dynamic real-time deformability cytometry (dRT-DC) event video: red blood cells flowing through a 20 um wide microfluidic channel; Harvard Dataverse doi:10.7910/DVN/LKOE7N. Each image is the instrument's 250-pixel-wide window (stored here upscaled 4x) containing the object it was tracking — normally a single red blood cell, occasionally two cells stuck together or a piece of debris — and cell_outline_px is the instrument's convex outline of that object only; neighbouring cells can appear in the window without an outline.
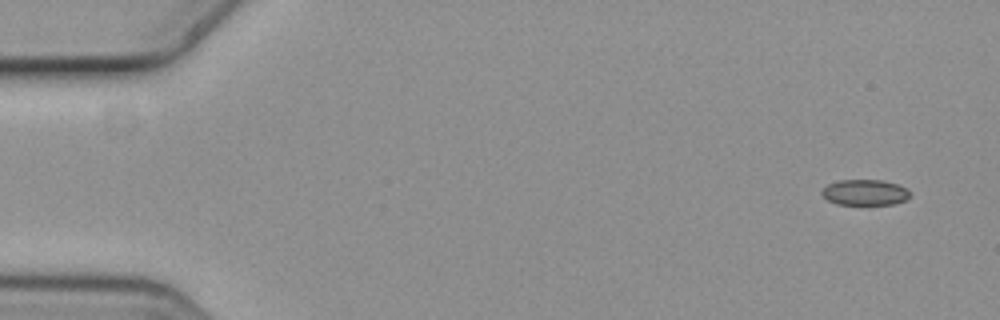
{"species": "common noctule bat (a hibernating species)", "species_latin": "Nyctalus noctula", "temperature_condition": "cold", "stored_images_in_passage": 6, "camera_frame_rate_fps": 3000, "um_per_image_px": 0.085, "animal": {"sex": "female", "body_mass_g": 19.3, "forearm_length_mm": 54.1}, "frame": {"image": 1, "passage_image": 1, "time_ms": 0.0, "image_size_px": [1000, 320], "cell_outline_px": [[912, 192], [904, 200], [892, 204], [836, 204], [828, 200], [820, 192], [828, 184], [840, 180], [880, 180], [896, 184], [908, 188]], "centroid_in_image_um": [73.52, 16.35], "position_along_channel_um": 11.5, "area_um2": 13.06}}
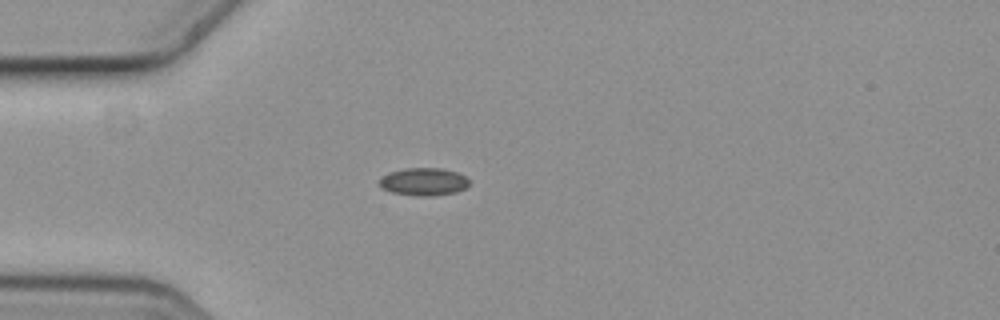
{"frame": {"image": 2, "passage_image": 4, "time_ms": 1.0, "image_size_px": [1000, 320], "cell_outline_px": [[468, 184], [464, 188], [456, 192], [428, 196], [416, 196], [392, 192], [384, 188], [380, 184], [380, 180], [388, 172], [404, 168], [440, 168], [456, 172], [464, 176], [468, 180]], "centroid_in_image_um": [36.0, 15.44], "position_along_channel_um": 49.0, "area_um2": 14.22}}